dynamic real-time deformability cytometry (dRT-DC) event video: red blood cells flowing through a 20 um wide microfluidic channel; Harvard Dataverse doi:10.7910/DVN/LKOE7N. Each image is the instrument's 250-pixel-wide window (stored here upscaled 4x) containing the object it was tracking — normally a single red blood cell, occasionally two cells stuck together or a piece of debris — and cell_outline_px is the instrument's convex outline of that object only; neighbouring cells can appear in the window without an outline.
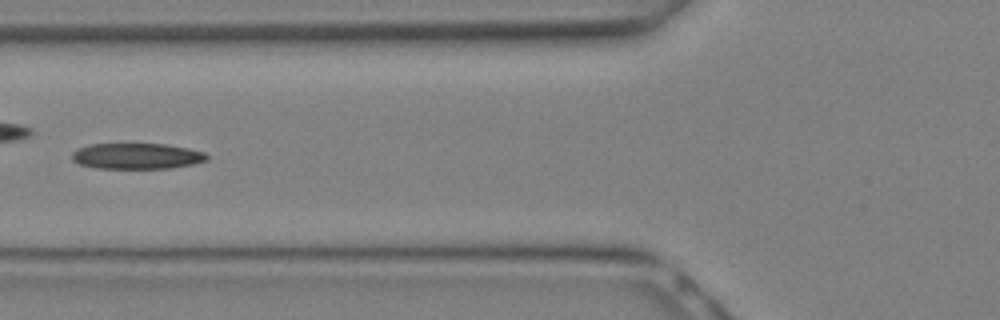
{"species": "Egyptian fruit bat (a non-hibernating species)", "species_latin": "Rousettus aegyptiacus", "temperature_condition": "warm", "stored_images_in_passage": 7, "camera_frame_rate_fps": 3000, "um_per_image_px": 0.085, "animal": {"sex": "female"}, "frame": {"image": 1, "passage_image": 6, "time_ms": 1.667, "image_size_px": [1000, 320], "cell_outline_px": [[208, 160], [192, 164], [172, 168], [96, 168], [80, 164], [72, 160], [72, 152], [76, 148], [88, 144], [164, 144], [188, 148], [204, 152], [208, 156]], "centroid_in_image_um": [11.6, 13.26], "position_along_channel_um": 114.2, "area_um2": 20.35}}